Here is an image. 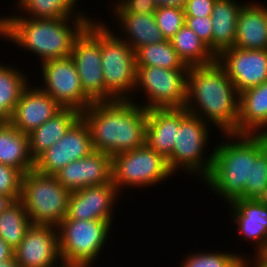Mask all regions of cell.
<instances>
[{
	"label": "cell",
	"mask_w": 267,
	"mask_h": 267,
	"mask_svg": "<svg viewBox=\"0 0 267 267\" xmlns=\"http://www.w3.org/2000/svg\"><path fill=\"white\" fill-rule=\"evenodd\" d=\"M188 114L185 107L147 110L146 144L168 160L174 149L180 123Z\"/></svg>",
	"instance_id": "20"
},
{
	"label": "cell",
	"mask_w": 267,
	"mask_h": 267,
	"mask_svg": "<svg viewBox=\"0 0 267 267\" xmlns=\"http://www.w3.org/2000/svg\"><path fill=\"white\" fill-rule=\"evenodd\" d=\"M34 82L23 90L20 99L8 121L19 131L29 134L40 127L63 107Z\"/></svg>",
	"instance_id": "19"
},
{
	"label": "cell",
	"mask_w": 267,
	"mask_h": 267,
	"mask_svg": "<svg viewBox=\"0 0 267 267\" xmlns=\"http://www.w3.org/2000/svg\"><path fill=\"white\" fill-rule=\"evenodd\" d=\"M71 191L54 175L35 169L23 174L20 201L32 225L58 226L67 216Z\"/></svg>",
	"instance_id": "7"
},
{
	"label": "cell",
	"mask_w": 267,
	"mask_h": 267,
	"mask_svg": "<svg viewBox=\"0 0 267 267\" xmlns=\"http://www.w3.org/2000/svg\"><path fill=\"white\" fill-rule=\"evenodd\" d=\"M31 225L23 203L20 200L14 201L0 214V238L14 250Z\"/></svg>",
	"instance_id": "31"
},
{
	"label": "cell",
	"mask_w": 267,
	"mask_h": 267,
	"mask_svg": "<svg viewBox=\"0 0 267 267\" xmlns=\"http://www.w3.org/2000/svg\"><path fill=\"white\" fill-rule=\"evenodd\" d=\"M94 17L76 39L71 57L76 65L84 94L92 102H105L101 63V17Z\"/></svg>",
	"instance_id": "11"
},
{
	"label": "cell",
	"mask_w": 267,
	"mask_h": 267,
	"mask_svg": "<svg viewBox=\"0 0 267 267\" xmlns=\"http://www.w3.org/2000/svg\"><path fill=\"white\" fill-rule=\"evenodd\" d=\"M0 267H19L14 257L12 259L0 262Z\"/></svg>",
	"instance_id": "45"
},
{
	"label": "cell",
	"mask_w": 267,
	"mask_h": 267,
	"mask_svg": "<svg viewBox=\"0 0 267 267\" xmlns=\"http://www.w3.org/2000/svg\"><path fill=\"white\" fill-rule=\"evenodd\" d=\"M113 227L105 220L64 219L57 226L61 259L98 264L95 262L109 245Z\"/></svg>",
	"instance_id": "9"
},
{
	"label": "cell",
	"mask_w": 267,
	"mask_h": 267,
	"mask_svg": "<svg viewBox=\"0 0 267 267\" xmlns=\"http://www.w3.org/2000/svg\"><path fill=\"white\" fill-rule=\"evenodd\" d=\"M245 2L216 0L211 14L212 52L217 57L222 51L234 47L239 10Z\"/></svg>",
	"instance_id": "24"
},
{
	"label": "cell",
	"mask_w": 267,
	"mask_h": 267,
	"mask_svg": "<svg viewBox=\"0 0 267 267\" xmlns=\"http://www.w3.org/2000/svg\"><path fill=\"white\" fill-rule=\"evenodd\" d=\"M234 47L267 50V4L245 1L239 10Z\"/></svg>",
	"instance_id": "21"
},
{
	"label": "cell",
	"mask_w": 267,
	"mask_h": 267,
	"mask_svg": "<svg viewBox=\"0 0 267 267\" xmlns=\"http://www.w3.org/2000/svg\"><path fill=\"white\" fill-rule=\"evenodd\" d=\"M6 121V119L0 114V126Z\"/></svg>",
	"instance_id": "47"
},
{
	"label": "cell",
	"mask_w": 267,
	"mask_h": 267,
	"mask_svg": "<svg viewBox=\"0 0 267 267\" xmlns=\"http://www.w3.org/2000/svg\"><path fill=\"white\" fill-rule=\"evenodd\" d=\"M212 128L190 113L181 121L172 155L167 160L174 176L181 171L186 177L192 176L202 181L209 174L214 156V146L208 147L213 139L210 137L211 130L215 131Z\"/></svg>",
	"instance_id": "5"
},
{
	"label": "cell",
	"mask_w": 267,
	"mask_h": 267,
	"mask_svg": "<svg viewBox=\"0 0 267 267\" xmlns=\"http://www.w3.org/2000/svg\"><path fill=\"white\" fill-rule=\"evenodd\" d=\"M242 199H267V147L252 163L251 184H246Z\"/></svg>",
	"instance_id": "33"
},
{
	"label": "cell",
	"mask_w": 267,
	"mask_h": 267,
	"mask_svg": "<svg viewBox=\"0 0 267 267\" xmlns=\"http://www.w3.org/2000/svg\"><path fill=\"white\" fill-rule=\"evenodd\" d=\"M112 181L104 185H92L71 191L68 213L65 219L105 220L112 226L116 214L114 209L121 198ZM118 200V201H117Z\"/></svg>",
	"instance_id": "14"
},
{
	"label": "cell",
	"mask_w": 267,
	"mask_h": 267,
	"mask_svg": "<svg viewBox=\"0 0 267 267\" xmlns=\"http://www.w3.org/2000/svg\"><path fill=\"white\" fill-rule=\"evenodd\" d=\"M101 20V63L105 102L130 100L136 84L135 51Z\"/></svg>",
	"instance_id": "6"
},
{
	"label": "cell",
	"mask_w": 267,
	"mask_h": 267,
	"mask_svg": "<svg viewBox=\"0 0 267 267\" xmlns=\"http://www.w3.org/2000/svg\"><path fill=\"white\" fill-rule=\"evenodd\" d=\"M91 15L35 19L22 15H0V39L35 55L40 64L71 56L74 43L92 22ZM15 44V45H14Z\"/></svg>",
	"instance_id": "1"
},
{
	"label": "cell",
	"mask_w": 267,
	"mask_h": 267,
	"mask_svg": "<svg viewBox=\"0 0 267 267\" xmlns=\"http://www.w3.org/2000/svg\"><path fill=\"white\" fill-rule=\"evenodd\" d=\"M116 21L114 30L109 27L119 38L123 39L136 51L142 46L160 43L165 39L157 27L154 13H111ZM119 29V30H118ZM117 30V31H116ZM121 36H120V35Z\"/></svg>",
	"instance_id": "22"
},
{
	"label": "cell",
	"mask_w": 267,
	"mask_h": 267,
	"mask_svg": "<svg viewBox=\"0 0 267 267\" xmlns=\"http://www.w3.org/2000/svg\"><path fill=\"white\" fill-rule=\"evenodd\" d=\"M135 56L137 67L156 66L171 70H189L169 39L142 46L135 51Z\"/></svg>",
	"instance_id": "30"
},
{
	"label": "cell",
	"mask_w": 267,
	"mask_h": 267,
	"mask_svg": "<svg viewBox=\"0 0 267 267\" xmlns=\"http://www.w3.org/2000/svg\"><path fill=\"white\" fill-rule=\"evenodd\" d=\"M258 256L267 264V246Z\"/></svg>",
	"instance_id": "46"
},
{
	"label": "cell",
	"mask_w": 267,
	"mask_h": 267,
	"mask_svg": "<svg viewBox=\"0 0 267 267\" xmlns=\"http://www.w3.org/2000/svg\"><path fill=\"white\" fill-rule=\"evenodd\" d=\"M237 134H267V81L239 93Z\"/></svg>",
	"instance_id": "23"
},
{
	"label": "cell",
	"mask_w": 267,
	"mask_h": 267,
	"mask_svg": "<svg viewBox=\"0 0 267 267\" xmlns=\"http://www.w3.org/2000/svg\"><path fill=\"white\" fill-rule=\"evenodd\" d=\"M249 267H267V264L259 257L255 255L247 254Z\"/></svg>",
	"instance_id": "42"
},
{
	"label": "cell",
	"mask_w": 267,
	"mask_h": 267,
	"mask_svg": "<svg viewBox=\"0 0 267 267\" xmlns=\"http://www.w3.org/2000/svg\"><path fill=\"white\" fill-rule=\"evenodd\" d=\"M188 70L161 67H137L134 97L130 100L149 110L153 108H183L187 101ZM140 93L143 100L136 101ZM145 99V100H144ZM135 100V101H134Z\"/></svg>",
	"instance_id": "10"
},
{
	"label": "cell",
	"mask_w": 267,
	"mask_h": 267,
	"mask_svg": "<svg viewBox=\"0 0 267 267\" xmlns=\"http://www.w3.org/2000/svg\"><path fill=\"white\" fill-rule=\"evenodd\" d=\"M205 250V251H190L185 254L182 261L179 262L178 267H230L239 257H246L247 255L242 251L233 252L226 250Z\"/></svg>",
	"instance_id": "32"
},
{
	"label": "cell",
	"mask_w": 267,
	"mask_h": 267,
	"mask_svg": "<svg viewBox=\"0 0 267 267\" xmlns=\"http://www.w3.org/2000/svg\"><path fill=\"white\" fill-rule=\"evenodd\" d=\"M216 0H187L185 16L209 17L212 14Z\"/></svg>",
	"instance_id": "38"
},
{
	"label": "cell",
	"mask_w": 267,
	"mask_h": 267,
	"mask_svg": "<svg viewBox=\"0 0 267 267\" xmlns=\"http://www.w3.org/2000/svg\"><path fill=\"white\" fill-rule=\"evenodd\" d=\"M157 27L165 39H171L185 24L184 9L159 7L154 12Z\"/></svg>",
	"instance_id": "34"
},
{
	"label": "cell",
	"mask_w": 267,
	"mask_h": 267,
	"mask_svg": "<svg viewBox=\"0 0 267 267\" xmlns=\"http://www.w3.org/2000/svg\"><path fill=\"white\" fill-rule=\"evenodd\" d=\"M13 258V249L0 238V262Z\"/></svg>",
	"instance_id": "40"
},
{
	"label": "cell",
	"mask_w": 267,
	"mask_h": 267,
	"mask_svg": "<svg viewBox=\"0 0 267 267\" xmlns=\"http://www.w3.org/2000/svg\"><path fill=\"white\" fill-rule=\"evenodd\" d=\"M78 3L80 4L81 0L80 2L79 0H16L14 2L16 14L9 13L7 15H22L35 19H56L77 15H91L85 9L81 11Z\"/></svg>",
	"instance_id": "27"
},
{
	"label": "cell",
	"mask_w": 267,
	"mask_h": 267,
	"mask_svg": "<svg viewBox=\"0 0 267 267\" xmlns=\"http://www.w3.org/2000/svg\"><path fill=\"white\" fill-rule=\"evenodd\" d=\"M81 117L96 151L114 156L146 144L147 109L131 100L93 102Z\"/></svg>",
	"instance_id": "3"
},
{
	"label": "cell",
	"mask_w": 267,
	"mask_h": 267,
	"mask_svg": "<svg viewBox=\"0 0 267 267\" xmlns=\"http://www.w3.org/2000/svg\"><path fill=\"white\" fill-rule=\"evenodd\" d=\"M0 163L15 167L23 174L35 166L28 134L19 131L8 120L0 126Z\"/></svg>",
	"instance_id": "26"
},
{
	"label": "cell",
	"mask_w": 267,
	"mask_h": 267,
	"mask_svg": "<svg viewBox=\"0 0 267 267\" xmlns=\"http://www.w3.org/2000/svg\"><path fill=\"white\" fill-rule=\"evenodd\" d=\"M97 267L98 265H94L92 263H79V262H67L61 260L54 267Z\"/></svg>",
	"instance_id": "41"
},
{
	"label": "cell",
	"mask_w": 267,
	"mask_h": 267,
	"mask_svg": "<svg viewBox=\"0 0 267 267\" xmlns=\"http://www.w3.org/2000/svg\"><path fill=\"white\" fill-rule=\"evenodd\" d=\"M170 40L173 48L188 67L206 66L216 62L213 52L186 24Z\"/></svg>",
	"instance_id": "29"
},
{
	"label": "cell",
	"mask_w": 267,
	"mask_h": 267,
	"mask_svg": "<svg viewBox=\"0 0 267 267\" xmlns=\"http://www.w3.org/2000/svg\"><path fill=\"white\" fill-rule=\"evenodd\" d=\"M14 200L6 195L0 193V214L4 212Z\"/></svg>",
	"instance_id": "43"
},
{
	"label": "cell",
	"mask_w": 267,
	"mask_h": 267,
	"mask_svg": "<svg viewBox=\"0 0 267 267\" xmlns=\"http://www.w3.org/2000/svg\"><path fill=\"white\" fill-rule=\"evenodd\" d=\"M185 24L192 29L197 36L205 43L212 51V23L211 16L209 17H193L185 16Z\"/></svg>",
	"instance_id": "37"
},
{
	"label": "cell",
	"mask_w": 267,
	"mask_h": 267,
	"mask_svg": "<svg viewBox=\"0 0 267 267\" xmlns=\"http://www.w3.org/2000/svg\"><path fill=\"white\" fill-rule=\"evenodd\" d=\"M23 173L12 166L0 163V193L20 200Z\"/></svg>",
	"instance_id": "35"
},
{
	"label": "cell",
	"mask_w": 267,
	"mask_h": 267,
	"mask_svg": "<svg viewBox=\"0 0 267 267\" xmlns=\"http://www.w3.org/2000/svg\"><path fill=\"white\" fill-rule=\"evenodd\" d=\"M112 2V3H111ZM112 13H154L157 6L153 0H111Z\"/></svg>",
	"instance_id": "36"
},
{
	"label": "cell",
	"mask_w": 267,
	"mask_h": 267,
	"mask_svg": "<svg viewBox=\"0 0 267 267\" xmlns=\"http://www.w3.org/2000/svg\"><path fill=\"white\" fill-rule=\"evenodd\" d=\"M13 257L19 267H54L62 260L57 227L31 225Z\"/></svg>",
	"instance_id": "16"
},
{
	"label": "cell",
	"mask_w": 267,
	"mask_h": 267,
	"mask_svg": "<svg viewBox=\"0 0 267 267\" xmlns=\"http://www.w3.org/2000/svg\"><path fill=\"white\" fill-rule=\"evenodd\" d=\"M227 207L238 239L253 243L255 253L251 255L258 256L267 246V199L235 198Z\"/></svg>",
	"instance_id": "17"
},
{
	"label": "cell",
	"mask_w": 267,
	"mask_h": 267,
	"mask_svg": "<svg viewBox=\"0 0 267 267\" xmlns=\"http://www.w3.org/2000/svg\"><path fill=\"white\" fill-rule=\"evenodd\" d=\"M37 86L50 95L61 107L80 112L93 102L84 94L76 65L71 56L49 60L40 65Z\"/></svg>",
	"instance_id": "12"
},
{
	"label": "cell",
	"mask_w": 267,
	"mask_h": 267,
	"mask_svg": "<svg viewBox=\"0 0 267 267\" xmlns=\"http://www.w3.org/2000/svg\"><path fill=\"white\" fill-rule=\"evenodd\" d=\"M157 6L159 7H175L184 9L187 0H153Z\"/></svg>",
	"instance_id": "39"
},
{
	"label": "cell",
	"mask_w": 267,
	"mask_h": 267,
	"mask_svg": "<svg viewBox=\"0 0 267 267\" xmlns=\"http://www.w3.org/2000/svg\"><path fill=\"white\" fill-rule=\"evenodd\" d=\"M4 63L6 62L0 61V114L8 120L31 79L24 68L19 69L21 67H16L17 65Z\"/></svg>",
	"instance_id": "28"
},
{
	"label": "cell",
	"mask_w": 267,
	"mask_h": 267,
	"mask_svg": "<svg viewBox=\"0 0 267 267\" xmlns=\"http://www.w3.org/2000/svg\"><path fill=\"white\" fill-rule=\"evenodd\" d=\"M54 176L69 191L104 185L112 181V156L94 150L86 157L67 164Z\"/></svg>",
	"instance_id": "18"
},
{
	"label": "cell",
	"mask_w": 267,
	"mask_h": 267,
	"mask_svg": "<svg viewBox=\"0 0 267 267\" xmlns=\"http://www.w3.org/2000/svg\"><path fill=\"white\" fill-rule=\"evenodd\" d=\"M238 93L267 81V50L228 48L216 57Z\"/></svg>",
	"instance_id": "15"
},
{
	"label": "cell",
	"mask_w": 267,
	"mask_h": 267,
	"mask_svg": "<svg viewBox=\"0 0 267 267\" xmlns=\"http://www.w3.org/2000/svg\"><path fill=\"white\" fill-rule=\"evenodd\" d=\"M81 117L73 108H62L40 127L28 134L31 157L34 161L62 138L69 128Z\"/></svg>",
	"instance_id": "25"
},
{
	"label": "cell",
	"mask_w": 267,
	"mask_h": 267,
	"mask_svg": "<svg viewBox=\"0 0 267 267\" xmlns=\"http://www.w3.org/2000/svg\"><path fill=\"white\" fill-rule=\"evenodd\" d=\"M173 175L167 160L147 144L112 156V182L123 197V192L128 194L125 188L145 190L163 184Z\"/></svg>",
	"instance_id": "8"
},
{
	"label": "cell",
	"mask_w": 267,
	"mask_h": 267,
	"mask_svg": "<svg viewBox=\"0 0 267 267\" xmlns=\"http://www.w3.org/2000/svg\"><path fill=\"white\" fill-rule=\"evenodd\" d=\"M214 145L211 171L200 182L208 192L230 203L246 193V184H251L252 163L267 147L265 134H220ZM211 190V191H210Z\"/></svg>",
	"instance_id": "4"
},
{
	"label": "cell",
	"mask_w": 267,
	"mask_h": 267,
	"mask_svg": "<svg viewBox=\"0 0 267 267\" xmlns=\"http://www.w3.org/2000/svg\"><path fill=\"white\" fill-rule=\"evenodd\" d=\"M185 108L219 134L237 133L239 93L217 61L189 67Z\"/></svg>",
	"instance_id": "2"
},
{
	"label": "cell",
	"mask_w": 267,
	"mask_h": 267,
	"mask_svg": "<svg viewBox=\"0 0 267 267\" xmlns=\"http://www.w3.org/2000/svg\"><path fill=\"white\" fill-rule=\"evenodd\" d=\"M92 151L90 129L80 117L62 138L35 160L34 169L42 174L54 175L67 164L86 157Z\"/></svg>",
	"instance_id": "13"
},
{
	"label": "cell",
	"mask_w": 267,
	"mask_h": 267,
	"mask_svg": "<svg viewBox=\"0 0 267 267\" xmlns=\"http://www.w3.org/2000/svg\"><path fill=\"white\" fill-rule=\"evenodd\" d=\"M230 267H249L248 256L239 257Z\"/></svg>",
	"instance_id": "44"
}]
</instances>
